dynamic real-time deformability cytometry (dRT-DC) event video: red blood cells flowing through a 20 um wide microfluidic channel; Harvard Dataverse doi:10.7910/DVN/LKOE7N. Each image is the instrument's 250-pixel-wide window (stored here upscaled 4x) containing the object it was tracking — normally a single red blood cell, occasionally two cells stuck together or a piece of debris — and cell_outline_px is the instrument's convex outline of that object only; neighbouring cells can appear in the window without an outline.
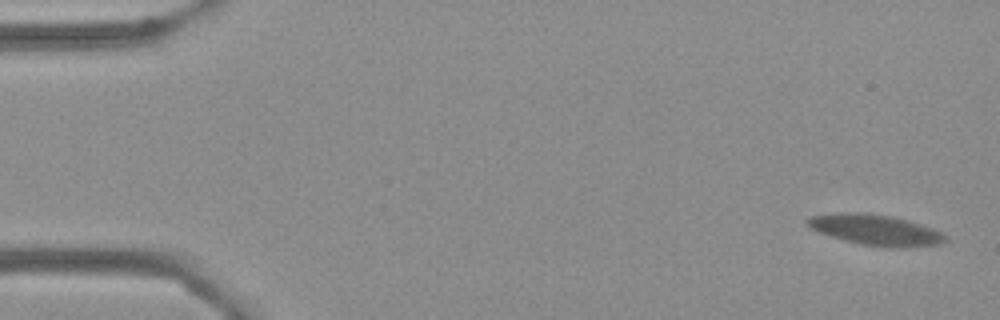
{"species": "Egyptian fruit bat (a non-hibernating species)", "species_latin": "Rousettus aegyptiacus", "temperature_condition": "cold", "stored_images_in_passage": 8, "camera_frame_rate_fps": 3000, "um_per_image_px": 0.085, "frame": {"image": 1, "passage_image": 1, "time_ms": 0.0, "image_size_px": [1000, 320], "cell_outline_px": [[948, 240], [940, 244], [896, 248], [888, 248], [860, 244], [832, 236], [820, 232], [804, 224], [804, 220], [812, 216], [840, 212], [860, 212], [892, 216], [908, 220], [932, 228], [948, 236]], "centroid_in_image_um": [74.43, 19.54], "position_along_channel_um": 10.6, "area_um2": 24.62}}
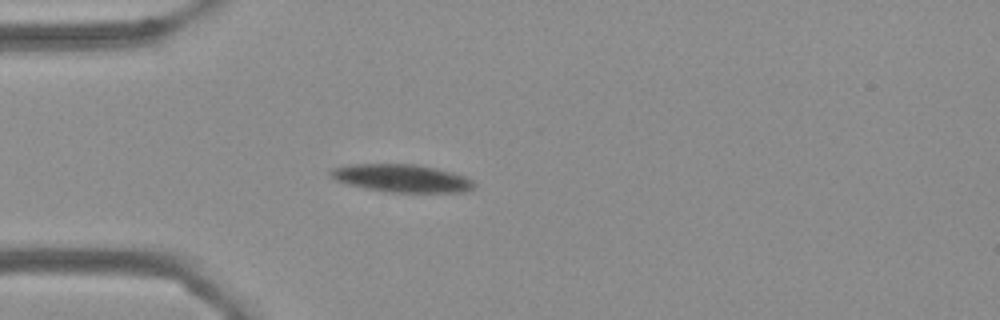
{"frame": {"image": 2, "passage_image": 6, "time_ms": 1.667, "image_size_px": [1000, 320], "cell_outline_px": [[476, 188], [464, 192], [388, 192], [348, 184], [336, 180], [328, 172], [332, 168], [352, 164], [416, 164], [436, 168], [452, 172], [464, 176], [472, 180], [476, 184]], "centroid_in_image_um": [34.19, 15.15], "position_along_channel_um": 50.8, "area_um2": 23.18}}
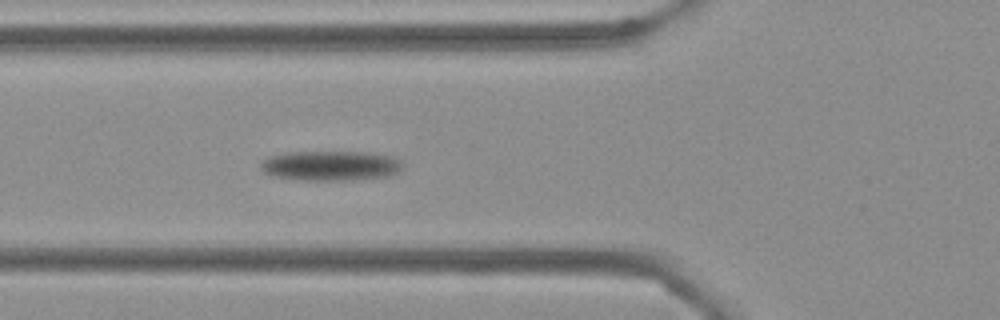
{"frame": {"image": 3, "passage_image": 8, "time_ms": 2.333, "image_size_px": [1000, 320], "cell_outline_px": [[400, 168], [396, 172], [388, 176], [348, 180], [304, 180], [272, 176], [264, 172], [260, 168], [260, 164], [268, 156], [284, 152], [368, 152], [392, 156], [400, 160]], "centroid_in_image_um": [28.04, 14.07], "position_along_channel_um": 97.8, "area_um2": 24.62}}